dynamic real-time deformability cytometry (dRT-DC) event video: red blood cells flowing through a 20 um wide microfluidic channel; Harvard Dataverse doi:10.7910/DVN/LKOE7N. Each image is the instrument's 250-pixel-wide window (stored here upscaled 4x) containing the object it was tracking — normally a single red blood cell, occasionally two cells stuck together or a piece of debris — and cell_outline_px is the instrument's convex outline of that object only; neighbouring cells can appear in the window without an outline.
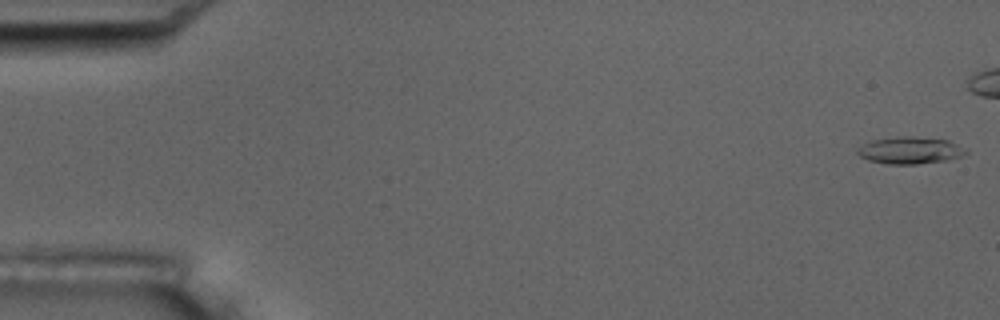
{"species": "common noctule bat (a hibernating species)", "species_latin": "Nyctalus noctula", "temperature_condition": "room temperature", "stored_images_in_passage": 6, "segment_of_instrument_passage": [2, 2], "camera_frame_rate_fps": 3000, "um_per_image_px": 0.085, "animal": {"sex": "male", "body_mass_g": 17.5, "forearm_length_mm": 52.3}, "frame": {"image": 1, "passage_image": 6, "time_ms": 5.667, "image_size_px": [1000, 320], "cell_outline_px": [[968, 152], [964, 156], [948, 160], [916, 164], [888, 164], [868, 160], [860, 156], [856, 152], [856, 148], [872, 140], [896, 136], [912, 136], [948, 140], [968, 148]], "centroid_in_image_um": [77.39, 12.77], "position_along_channel_um": 7.6, "area_um2": 17.34}}